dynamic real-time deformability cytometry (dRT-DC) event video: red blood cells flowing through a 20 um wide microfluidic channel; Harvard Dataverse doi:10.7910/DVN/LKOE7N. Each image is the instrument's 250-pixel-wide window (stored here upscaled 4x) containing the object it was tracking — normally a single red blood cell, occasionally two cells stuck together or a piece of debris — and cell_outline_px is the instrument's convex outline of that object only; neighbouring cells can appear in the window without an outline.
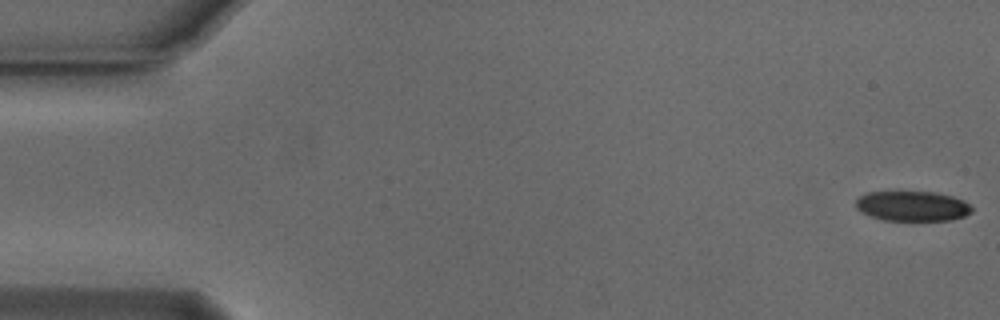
{"species": "Egyptian fruit bat (a non-hibernating species)", "species_latin": "Rousettus aegyptiacus", "temperature_condition": "cold", "stored_images_in_passage": 54, "camera_frame_rate_fps": 3000, "um_per_image_px": 0.085, "animal": {"sex": "male"}, "frame": {"image": 1, "passage_image": 1, "time_ms": 0.0, "image_size_px": [1000, 320], "cell_outline_px": [[972, 212], [964, 216], [952, 220], [884, 220], [860, 212], [856, 208], [856, 200], [864, 192], [936, 192], [952, 196], [964, 200], [972, 208]], "centroid_in_image_um": [77.55, 17.51], "position_along_channel_um": 7.5, "area_um2": 20.29}}
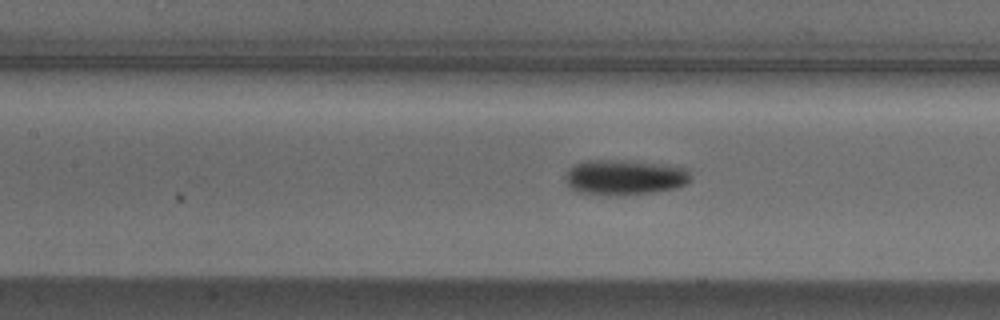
{"frame": {"image": 2, "passage_image": 24, "time_ms": 7.667, "image_size_px": [1000, 320], "cell_outline_px": [[692, 180], [680, 188], [652, 192], [616, 196], [576, 192], [564, 180], [564, 176], [568, 168], [584, 160], [620, 160], [660, 164], [688, 168], [692, 176]], "centroid_in_image_um": [53.1, 15.08], "position_along_channel_um": 154.3, "area_um2": 26.13}}
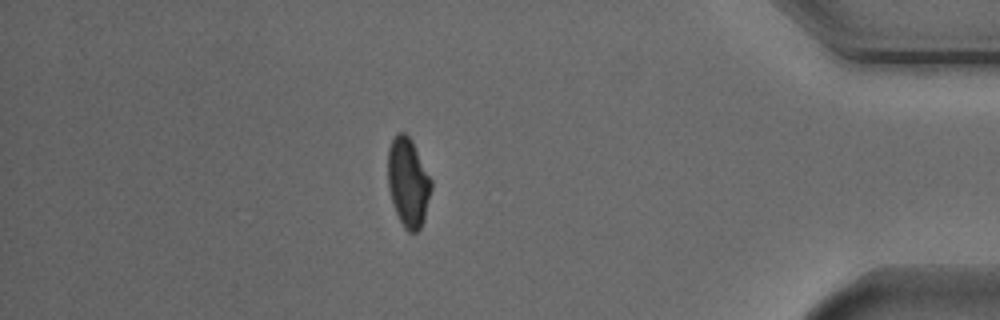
{"frame": {"image": 3, "passage_image": 47, "time_ms": 15.333, "image_size_px": [1000, 320], "cell_outline_px": [[432, 188], [424, 220], [420, 228], [416, 232], [408, 232], [404, 228], [396, 212], [388, 188], [388, 148], [396, 132], [404, 132], [412, 140], [432, 180]], "centroid_in_image_um": [34.7, 15.49], "position_along_channel_um": 400.5, "area_um2": 22.54}, "authors_computed_cell_mechanics": {"area_um2": 22.9755, "velocity_mm_per_s": 3.768, "shape_relaxation_time_tau1_ms": 2.5385, "shape_relaxation_time_tau2_ms": 7.7412, "deformation_change_tau1": 0.1111, "deformation_change_tau2": 0.1341}}